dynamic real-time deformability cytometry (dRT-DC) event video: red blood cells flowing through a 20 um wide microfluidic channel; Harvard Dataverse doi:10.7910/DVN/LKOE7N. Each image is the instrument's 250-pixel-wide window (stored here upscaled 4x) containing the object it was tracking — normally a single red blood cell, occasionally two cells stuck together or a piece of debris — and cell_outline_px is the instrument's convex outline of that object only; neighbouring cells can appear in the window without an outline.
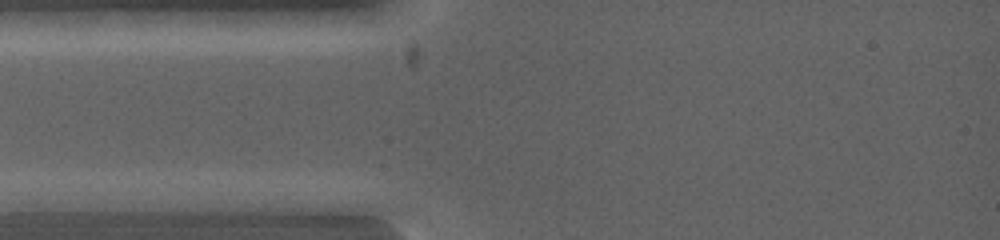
{"species": "common noctule bat (a hibernating species)", "species_latin": "Nyctalus noctula", "temperature_condition": "warm", "stored_images_in_passage": 4, "camera_frame_rate_fps": 5000, "um_per_image_px": 0.085, "animal": {"sex": "female", "body_mass_g": 19.0, "forearm_length_mm": 53.3}, "frame": {"image": 1, "passage_image": 3, "time_ms": 1.0, "image_size_px": [1000, 240], "cell_outline_px": [[120, 200], [100, 212], [20, 212], [12, 200], [12, 192], [88, 192]], "centroid_in_image_um": [5.21, 17.17], "position_along_channel_um": 79.8, "area_um2": 13.47}}